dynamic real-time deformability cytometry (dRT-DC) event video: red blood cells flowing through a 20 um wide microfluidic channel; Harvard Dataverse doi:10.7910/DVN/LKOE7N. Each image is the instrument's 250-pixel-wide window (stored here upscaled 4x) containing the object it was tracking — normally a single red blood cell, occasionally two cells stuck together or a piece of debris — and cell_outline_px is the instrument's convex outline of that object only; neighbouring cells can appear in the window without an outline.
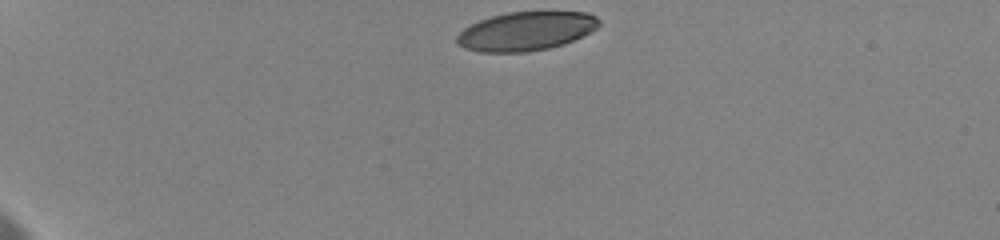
{"species": "human", "species_latin": "Homo sapiens", "temperature_condition": "cold", "stored_images_in_passage": 18, "camera_frame_rate_fps": 3000, "um_per_image_px": 0.085, "donor": {"sex": "female"}, "frame": {"image": 1, "passage_image": 1, "time_ms": 0.0, "image_size_px": [1000, 240], "cell_outline_px": [[600, 24], [596, 28], [564, 44], [548, 48], [528, 52], [480, 52], [464, 48], [456, 40], [456, 36], [464, 28], [480, 20], [492, 16], [508, 12], [588, 12], [596, 16], [600, 20]], "centroid_in_image_um": [44.7, 2.65], "position_along_channel_um": 40.3, "area_um2": 31.91}}